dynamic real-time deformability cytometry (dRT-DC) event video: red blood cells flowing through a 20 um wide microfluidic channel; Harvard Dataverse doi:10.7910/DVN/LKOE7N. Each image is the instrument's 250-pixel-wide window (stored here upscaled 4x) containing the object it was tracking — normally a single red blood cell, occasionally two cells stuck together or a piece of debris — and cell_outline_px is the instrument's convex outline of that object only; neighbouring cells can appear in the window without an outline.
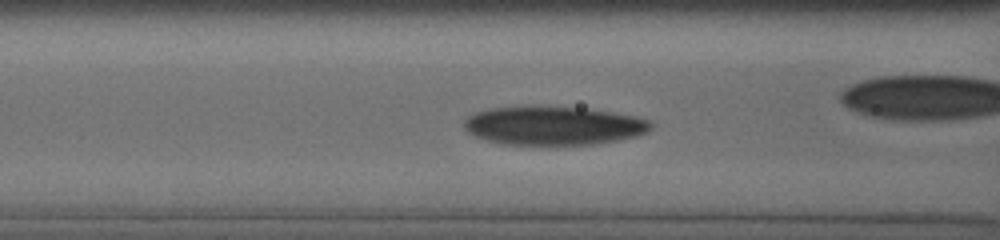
{"species": "human", "species_latin": "Homo sapiens", "temperature_condition": "cold", "stored_images_in_passage": 70, "camera_frame_rate_fps": 3000, "um_per_image_px": 0.085, "donor": {"sex": "male"}, "frame": {"image": 1, "passage_image": 7, "time_ms": 1.667, "image_size_px": [1000, 240], "cell_outline_px": [[652, 128], [648, 132], [636, 136], [596, 144], [500, 144], [476, 136], [468, 132], [464, 128], [464, 120], [472, 112], [488, 108], [528, 104], [536, 104], [584, 108], [612, 112], [636, 116], [648, 120], [652, 124]], "centroid_in_image_um": [46.99, 10.64], "position_along_channel_um": 119.6, "area_um2": 42.89}}
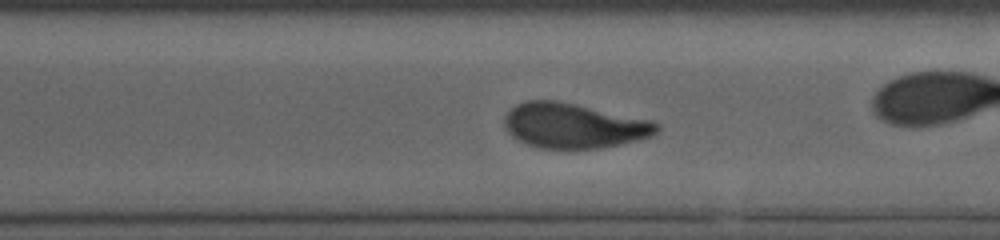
{"frame": {"image": 2, "passage_image": 31, "time_ms": 7.0, "image_size_px": [1000, 240], "cell_outline_px": [[660, 132], [652, 136], [620, 144], [600, 148], [540, 148], [516, 140], [504, 128], [504, 116], [516, 104], [524, 100], [556, 100], [648, 120], [660, 124]], "centroid_in_image_um": [48.73, 10.68], "position_along_channel_um": 321.9, "area_um2": 39.71}, "authors_computed_cell_mechanics": {"area_um2": 40.1132, "velocity_mm_per_s": 3.8048, "shape_relaxation_time_tau1_ms": 5.7605, "shape_relaxation_time_tau2_ms": 2.8079, "deformation_change_tau1": 0.1868, "deformation_change_tau2": 0.0877}}